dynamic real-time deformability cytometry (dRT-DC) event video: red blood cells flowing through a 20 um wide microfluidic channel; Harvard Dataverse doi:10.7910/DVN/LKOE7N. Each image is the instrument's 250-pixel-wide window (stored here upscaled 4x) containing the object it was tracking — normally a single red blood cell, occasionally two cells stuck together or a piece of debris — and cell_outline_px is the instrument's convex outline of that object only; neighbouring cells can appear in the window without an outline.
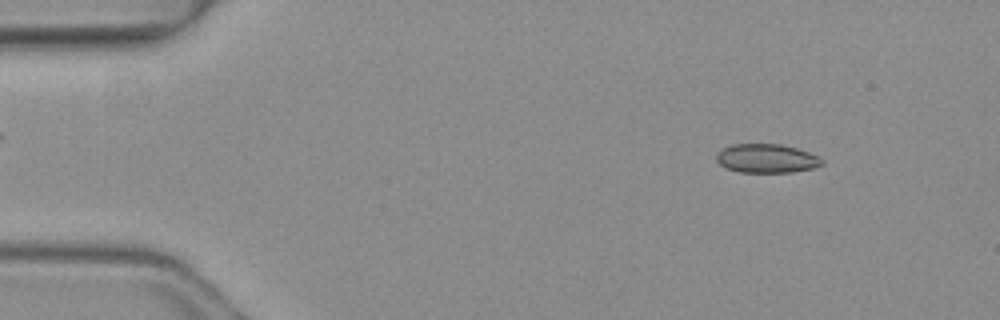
{"species": "common noctule bat (a hibernating species)", "species_latin": "Nyctalus noctula", "temperature_condition": "warm", "stored_images_in_passage": 5, "camera_frame_rate_fps": 3000, "um_per_image_px": 0.085, "animal": {"sex": "female", "body_mass_g": 19.3, "forearm_length_mm": 54.1}, "frame": {"image": 1, "passage_image": 2, "time_ms": 0.333, "image_size_px": [1000, 320], "cell_outline_px": [[824, 164], [816, 168], [792, 172], [740, 172], [728, 168], [720, 164], [716, 160], [716, 152], [732, 144], [780, 144], [796, 148], [808, 152], [824, 160]], "centroid_in_image_um": [65.18, 13.47], "position_along_channel_um": 19.8, "area_um2": 17.74}}